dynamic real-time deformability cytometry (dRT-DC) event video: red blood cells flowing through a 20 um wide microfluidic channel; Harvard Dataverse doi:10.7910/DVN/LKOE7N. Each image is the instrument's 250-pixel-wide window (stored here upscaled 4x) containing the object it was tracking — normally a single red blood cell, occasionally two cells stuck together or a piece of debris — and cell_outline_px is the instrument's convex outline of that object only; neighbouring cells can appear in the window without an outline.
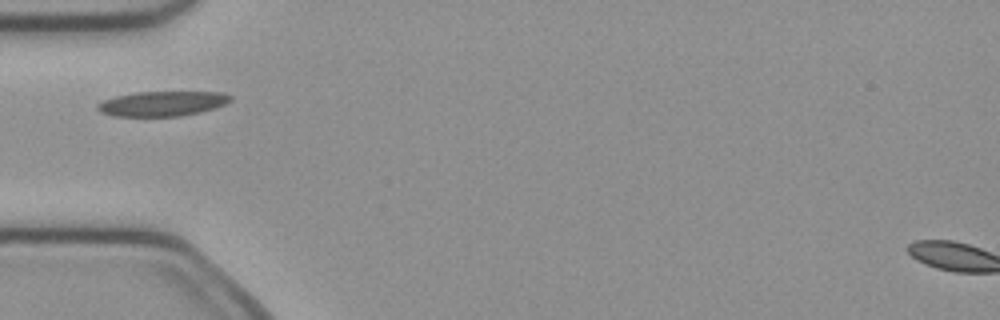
{"species": "common noctule bat (a hibernating species)", "species_latin": "Nyctalus noctula", "temperature_condition": "cold", "stored_images_in_passage": 28, "camera_frame_rate_fps": 3000, "um_per_image_px": 0.085, "animal": {"sex": "female", "body_mass_g": 21.9}, "frame": {"image": 1, "passage_image": 1, "time_ms": 0.0, "image_size_px": [1000, 320], "cell_outline_px": [[232, 100], [224, 104], [200, 112], [180, 116], [112, 116], [100, 112], [96, 108], [96, 104], [104, 100], [116, 96], [136, 92], [224, 92], [232, 96]], "centroid_in_image_um": [13.77, 8.8], "position_along_channel_um": 71.2, "area_um2": 19.25}}
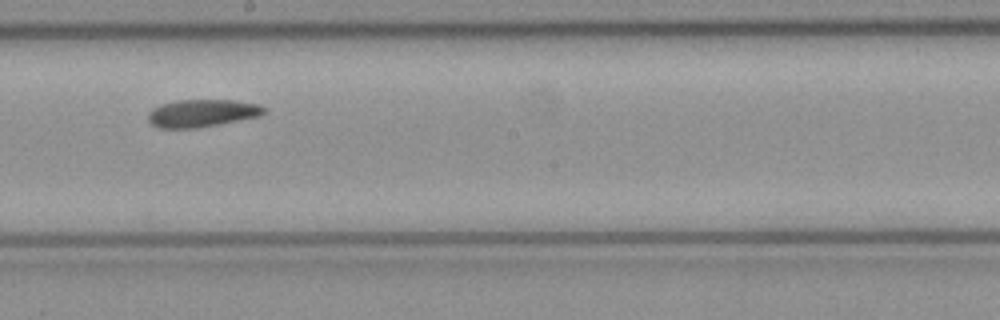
{"frame": {"image": 2, "passage_image": 13, "time_ms": 4.0, "image_size_px": [1000, 320], "cell_outline_px": [[268, 112], [260, 116], [220, 124], [196, 128], [160, 128], [152, 124], [148, 120], [148, 112], [152, 108], [160, 104], [176, 100], [232, 100], [260, 104], [268, 108]], "centroid_in_image_um": [17.21, 9.61], "position_along_channel_um": 231.0, "area_um2": 18.9}}
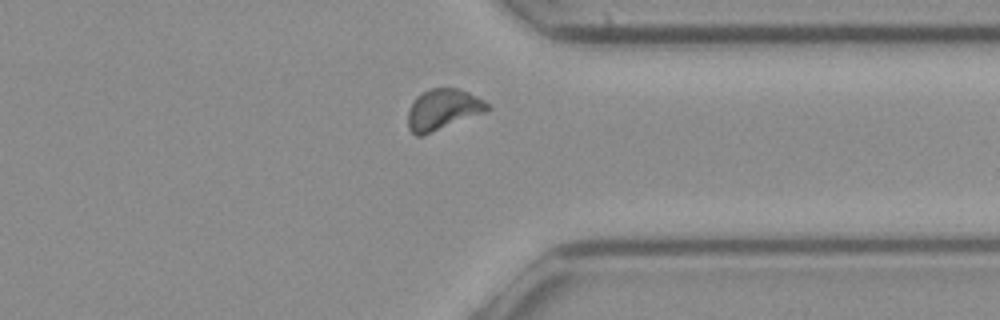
{"frame": {"image": 3, "passage_image": 24, "time_ms": 7.667, "image_size_px": [1000, 320], "cell_outline_px": [[492, 108], [484, 112], [424, 136], [416, 136], [408, 128], [408, 112], [416, 96], [420, 92], [432, 88], [456, 88], [468, 92], [484, 100]], "centroid_in_image_um": [37.63, 9.31], "position_along_channel_um": 373.8, "area_um2": 18.9}, "authors_computed_cell_mechanics": {"area_um2": 18.6694, "velocity_mm_per_s": 3.9733, "shape_relaxation_time_tau1_ms": 3.5146, "shape_relaxation_time_tau2_ms": 4.3685, "deformation_change_tau1": 0.0917, "deformation_change_tau2": 0.0936}}